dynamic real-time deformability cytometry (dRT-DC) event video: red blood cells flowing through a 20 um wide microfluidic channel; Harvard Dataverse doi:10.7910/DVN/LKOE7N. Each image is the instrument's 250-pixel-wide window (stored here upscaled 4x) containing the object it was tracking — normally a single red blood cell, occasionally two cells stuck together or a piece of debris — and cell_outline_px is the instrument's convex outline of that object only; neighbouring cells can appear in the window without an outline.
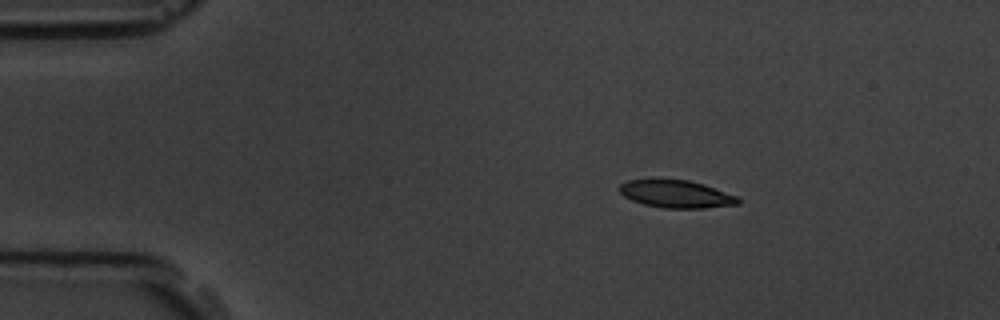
{"species": "common noctule bat (a hibernating species)", "species_latin": "Nyctalus noctula", "temperature_condition": "room temperature", "stored_images_in_passage": 3, "camera_frame_rate_fps": 3000, "um_per_image_px": 0.085, "animal": {"sex": "male", "body_mass_g": 19.5, "forearm_length_mm": 54.6}, "frame": {"image": 1, "passage_image": 1, "time_ms": 0.0, "image_size_px": [1000, 320], "cell_outline_px": [[740, 204], [704, 208], [664, 208], [644, 204], [632, 200], [624, 196], [620, 192], [620, 184], [628, 180], [688, 180], [704, 184], [736, 196], [740, 200]], "centroid_in_image_um": [57.49, 16.5], "position_along_channel_um": 27.5, "area_um2": 18.79}}